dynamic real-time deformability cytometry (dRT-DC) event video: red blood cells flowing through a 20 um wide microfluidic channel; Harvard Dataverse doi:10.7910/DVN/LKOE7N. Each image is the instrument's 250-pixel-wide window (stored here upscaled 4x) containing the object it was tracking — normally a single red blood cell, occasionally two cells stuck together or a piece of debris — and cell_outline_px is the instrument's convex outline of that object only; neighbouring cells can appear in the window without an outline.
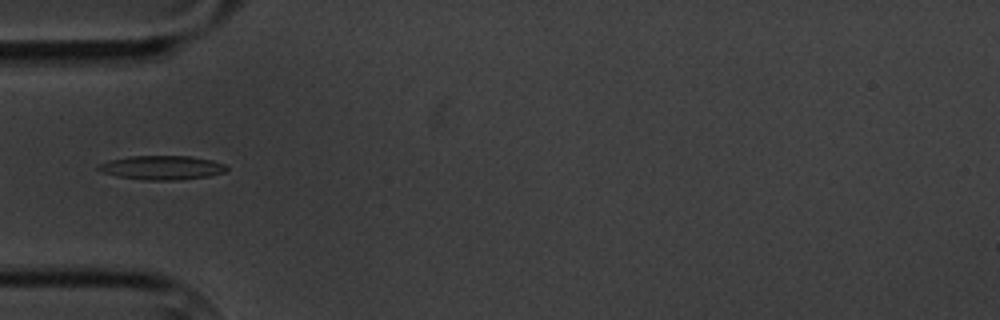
{"species": "common noctule bat (a hibernating species)", "species_latin": "Nyctalus noctula", "temperature_condition": "cold", "stored_images_in_passage": 11, "camera_frame_rate_fps": 3000, "um_per_image_px": 0.085, "animal": {"sex": "male", "body_mass_g": 20.1, "forearm_length_mm": 53.5}, "frame": {"image": 1, "passage_image": 5, "time_ms": 5.333, "image_size_px": [1000, 320], "cell_outline_px": [[228, 168], [224, 172], [208, 176], [176, 180], [144, 180], [116, 176], [104, 172], [96, 168], [100, 164], [108, 160], [128, 156], [192, 156], [212, 160], [224, 164]], "centroid_in_image_um": [13.76, 14.24], "position_along_channel_um": 71.2, "area_um2": 17.92}}
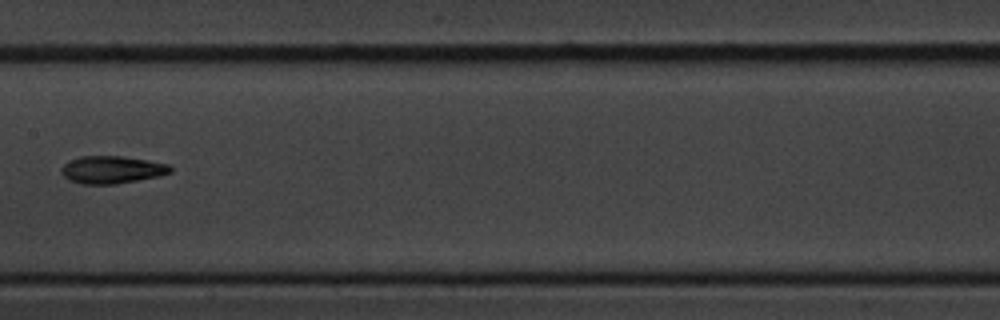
{"frame": {"image": 2, "passage_image": 8, "time_ms": 9.0, "image_size_px": [1000, 320], "cell_outline_px": [[172, 172], [160, 176], [116, 184], [80, 184], [64, 176], [60, 172], [60, 168], [64, 164], [80, 156], [124, 156], [148, 160], [168, 164], [172, 168]], "centroid_in_image_um": [9.53, 14.42], "position_along_channel_um": 197.9, "area_um2": 17.51}}
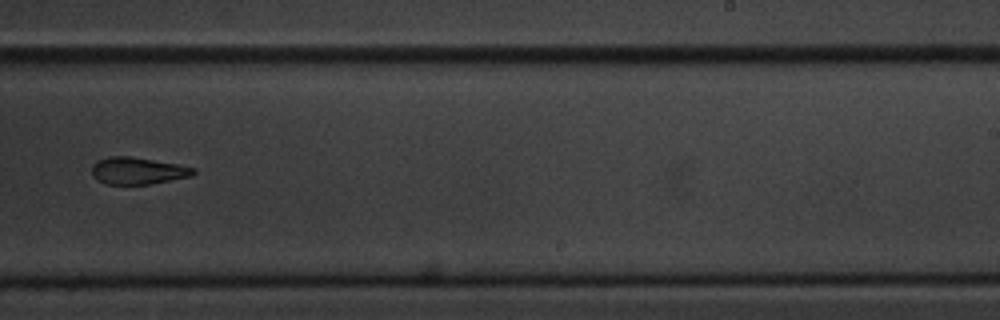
{"frame": {"image": 3, "passage_image": 10, "time_ms": 11.333, "image_size_px": [1000, 320], "cell_outline_px": [[196, 172], [192, 176], [148, 184], [104, 184], [96, 180], [92, 176], [92, 164], [96, 160], [112, 156], [128, 156], [180, 164], [196, 168]], "centroid_in_image_um": [11.69, 14.51], "position_along_channel_um": 277.3, "area_um2": 16.13}}